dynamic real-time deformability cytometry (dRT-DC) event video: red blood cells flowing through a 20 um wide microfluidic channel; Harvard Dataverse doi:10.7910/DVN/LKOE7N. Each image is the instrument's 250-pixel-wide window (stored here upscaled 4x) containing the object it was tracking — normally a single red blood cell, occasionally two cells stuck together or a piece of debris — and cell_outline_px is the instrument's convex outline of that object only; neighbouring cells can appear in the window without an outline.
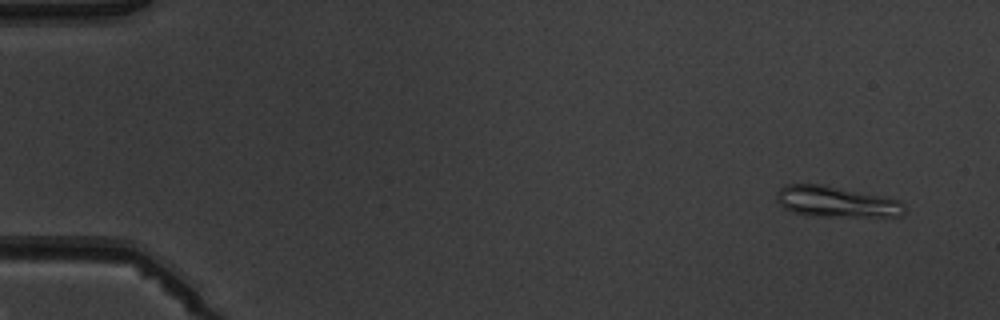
{"species": "common noctule bat (a hibernating species)", "species_latin": "Nyctalus noctula", "temperature_condition": "warm", "stored_images_in_passage": 7, "camera_frame_rate_fps": 3000, "um_per_image_px": 0.085, "animal": {"sex": "male", "body_mass_g": 19.5, "forearm_length_mm": 54.6}, "frame": {"image": 1, "passage_image": 1, "time_ms": 0.0, "image_size_px": [1000, 320], "cell_outline_px": [[904, 212], [900, 216], [808, 216], [792, 212], [784, 208], [776, 200], [776, 192], [784, 184], [820, 184], [900, 200], [904, 208]], "centroid_in_image_um": [70.99, 17.15], "position_along_channel_um": 14.0, "area_um2": 22.83}}
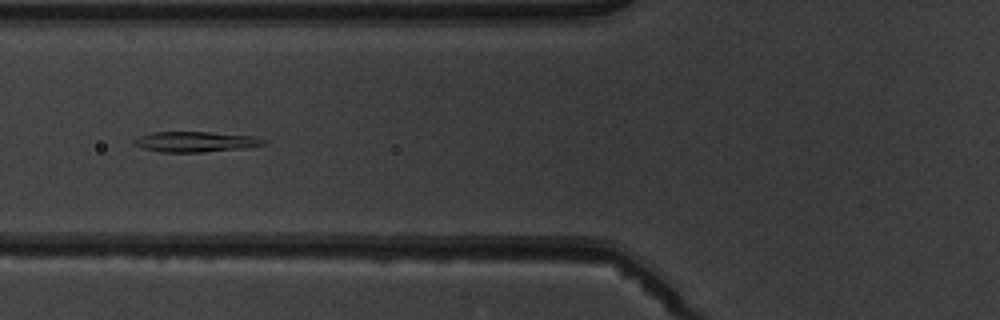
{"frame": {"image": 2, "passage_image": 6, "time_ms": 5.667, "image_size_px": [1000, 320], "cell_outline_px": [[268, 140], [264, 144], [244, 148], [204, 152], [160, 152], [144, 148], [132, 144], [132, 140], [136, 136], [152, 132], [208, 132], [256, 136]], "centroid_in_image_um": [16.59, 12.04], "position_along_channel_um": 109.2, "area_um2": 15.55}}
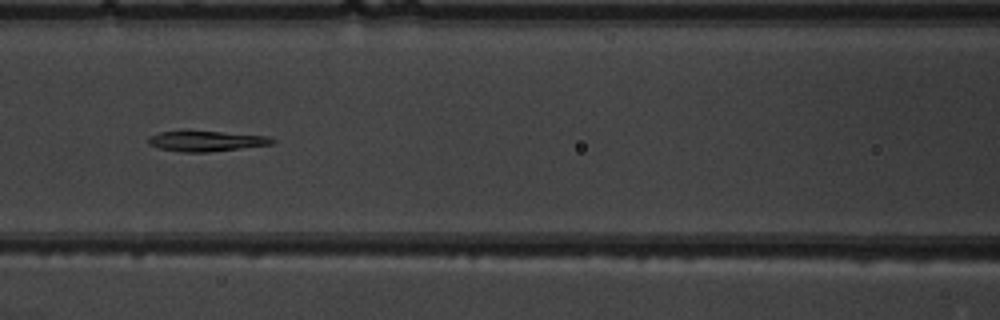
{"frame": {"image": 3, "passage_image": 7, "time_ms": 6.667, "image_size_px": [1000, 320], "cell_outline_px": [[276, 140], [272, 144], [208, 152], [180, 152], [160, 148], [148, 144], [148, 136], [160, 132], [220, 132], [268, 136]], "centroid_in_image_um": [17.52, 12.0], "position_along_channel_um": 149.1, "area_um2": 14.33}}